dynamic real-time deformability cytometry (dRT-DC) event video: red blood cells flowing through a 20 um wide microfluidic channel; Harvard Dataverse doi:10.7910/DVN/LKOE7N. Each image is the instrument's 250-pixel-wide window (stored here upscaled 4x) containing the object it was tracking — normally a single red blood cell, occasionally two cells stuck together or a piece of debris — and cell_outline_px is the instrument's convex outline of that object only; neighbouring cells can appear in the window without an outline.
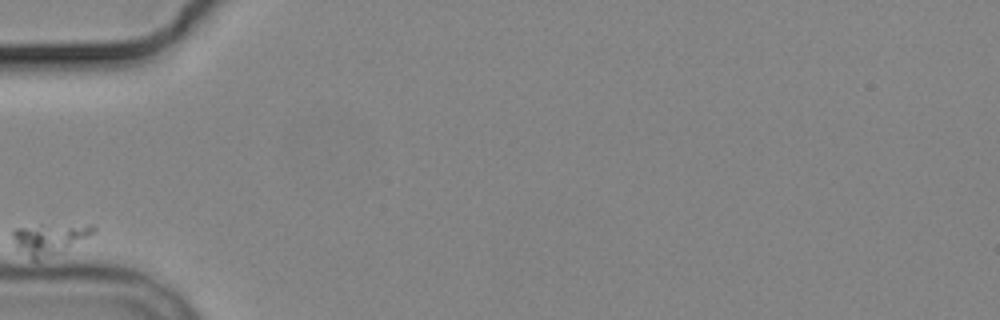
{"species": "common noctule bat (a hibernating species)", "species_latin": "Nyctalus noctula", "temperature_condition": "cold", "stored_images_in_passage": 3, "camera_frame_rate_fps": 3000, "um_per_image_px": 0.085, "animal": {"sex": "male", "body_mass_g": 19.2, "forearm_length_mm": 51.8}, "frame": {"image": 1, "passage_image": 1, "time_ms": 0.0, "image_size_px": [1000, 320], "cell_outline_px": [[96, 228], [88, 236], [60, 252], [36, 260], [32, 260], [16, 248], [12, 240], [12, 228], [40, 224], [96, 224]], "centroid_in_image_um": [4.14, 20.25], "position_along_channel_um": 80.9, "area_um2": 14.74}}
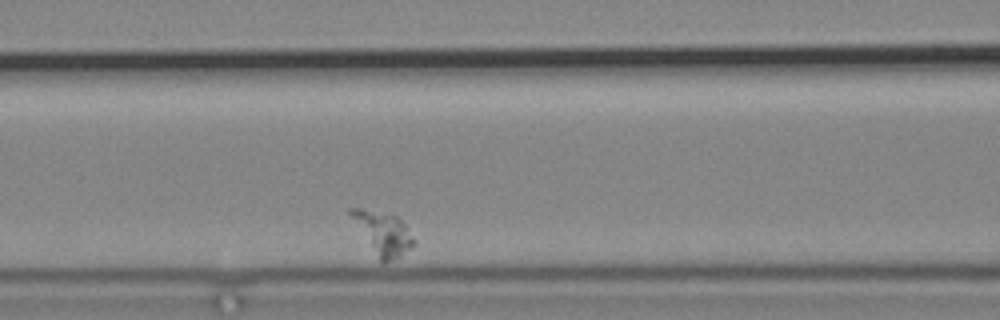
{"frame": {"image": 2, "passage_image": 3, "time_ms": 2.0, "image_size_px": [1000, 320], "cell_outline_px": [[416, 244], [384, 264], [380, 260], [348, 212], [348, 208], [360, 208], [396, 216], [404, 224], [416, 240]], "centroid_in_image_um": [32.57, 19.8], "position_along_channel_um": 134.0, "area_um2": 14.85}}